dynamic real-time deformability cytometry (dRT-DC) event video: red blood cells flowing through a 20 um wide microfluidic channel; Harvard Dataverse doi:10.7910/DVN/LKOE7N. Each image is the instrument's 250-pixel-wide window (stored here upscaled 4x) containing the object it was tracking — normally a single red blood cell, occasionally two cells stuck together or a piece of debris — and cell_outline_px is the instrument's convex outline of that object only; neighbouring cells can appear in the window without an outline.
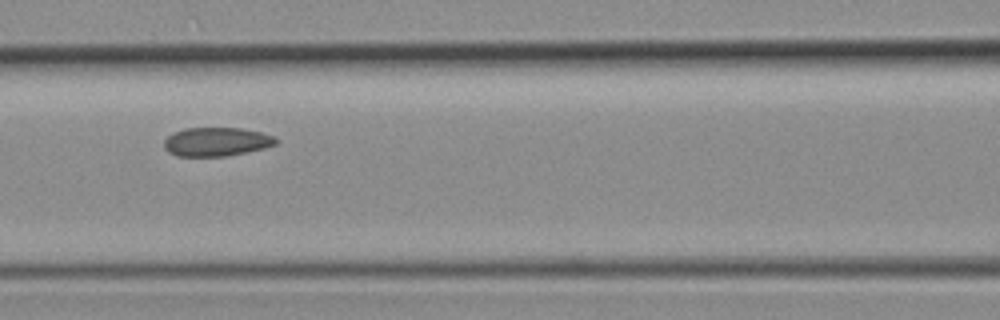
{"species": "common noctule bat (a hibernating species)", "species_latin": "Nyctalus noctula", "temperature_condition": "room temperature", "stored_images_in_passage": 6, "camera_frame_rate_fps": 3000, "um_per_image_px": 0.085, "animal": {"sex": "female", "body_mass_g": 19.3, "forearm_length_mm": 54.1}, "frame": {"image": 1, "passage_image": 5, "time_ms": 1.333, "image_size_px": [1000, 320], "cell_outline_px": [[280, 140], [276, 144], [264, 148], [224, 156], [176, 156], [168, 152], [164, 148], [164, 140], [172, 132], [184, 128], [240, 128], [260, 132], [276, 136]], "centroid_in_image_um": [18.39, 12.04], "position_along_channel_um": 148.2, "area_um2": 18.84}}
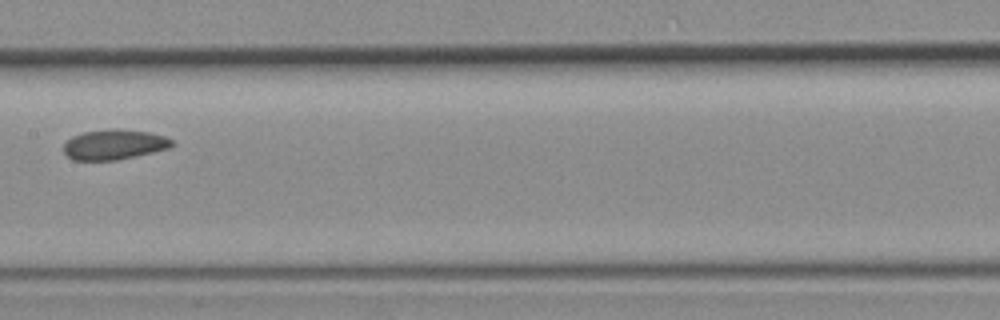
{"frame": {"image": 2, "passage_image": 6, "time_ms": 1.667, "image_size_px": [1000, 320], "cell_outline_px": [[176, 144], [168, 148], [152, 152], [116, 160], [72, 160], [64, 152], [64, 144], [72, 136], [84, 132], [120, 128], [148, 132], [164, 136], [172, 140]], "centroid_in_image_um": [9.71, 12.28], "position_along_channel_um": 197.7, "area_um2": 18.84}}